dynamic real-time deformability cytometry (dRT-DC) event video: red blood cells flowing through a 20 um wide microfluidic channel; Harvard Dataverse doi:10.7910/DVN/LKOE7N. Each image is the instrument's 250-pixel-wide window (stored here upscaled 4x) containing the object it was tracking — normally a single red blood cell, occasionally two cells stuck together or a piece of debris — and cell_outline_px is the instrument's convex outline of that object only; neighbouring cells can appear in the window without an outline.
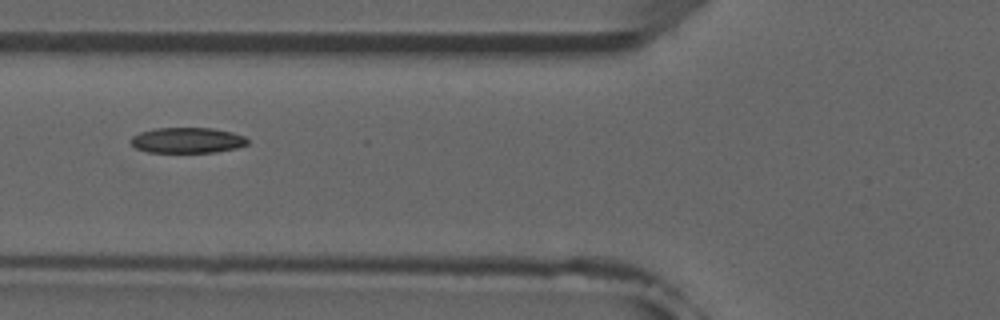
{"species": "common noctule bat (a hibernating species)", "species_latin": "Nyctalus noctula", "temperature_condition": "room temperature", "stored_images_in_passage": 6, "camera_frame_rate_fps": 3000, "um_per_image_px": 0.085, "animal": {"sex": "male", "forearm_length_mm": 52.5}, "frame": {"image": 1, "passage_image": 6, "time_ms": 5.667, "image_size_px": [1000, 320], "cell_outline_px": [[248, 144], [236, 148], [216, 152], [148, 152], [136, 148], [128, 140], [132, 136], [140, 132], [152, 128], [212, 128], [232, 132], [244, 136], [248, 140]], "centroid_in_image_um": [15.9, 11.92], "position_along_channel_um": 109.9, "area_um2": 17.46}}